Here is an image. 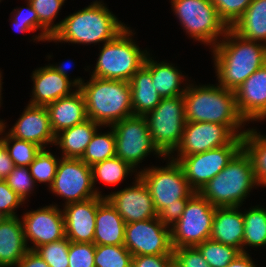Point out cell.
<instances>
[{
  "label": "cell",
  "instance_id": "obj_27",
  "mask_svg": "<svg viewBox=\"0 0 266 267\" xmlns=\"http://www.w3.org/2000/svg\"><path fill=\"white\" fill-rule=\"evenodd\" d=\"M152 58L150 53H148L144 64L150 69L152 83L160 96L162 98H167L183 95L188 83H185V87L181 86V84L184 82L186 76L182 75V72L178 70L177 66L174 67L172 63H168L167 61L158 63Z\"/></svg>",
  "mask_w": 266,
  "mask_h": 267
},
{
  "label": "cell",
  "instance_id": "obj_33",
  "mask_svg": "<svg viewBox=\"0 0 266 267\" xmlns=\"http://www.w3.org/2000/svg\"><path fill=\"white\" fill-rule=\"evenodd\" d=\"M91 169L94 189L97 195L101 197H104V195L101 194L97 187L95 188L97 181L107 185H116L125 180L128 174L131 175L133 172H137L128 163L116 156L94 164Z\"/></svg>",
  "mask_w": 266,
  "mask_h": 267
},
{
  "label": "cell",
  "instance_id": "obj_16",
  "mask_svg": "<svg viewBox=\"0 0 266 267\" xmlns=\"http://www.w3.org/2000/svg\"><path fill=\"white\" fill-rule=\"evenodd\" d=\"M236 135L223 124L186 122L176 156H189L228 145Z\"/></svg>",
  "mask_w": 266,
  "mask_h": 267
},
{
  "label": "cell",
  "instance_id": "obj_35",
  "mask_svg": "<svg viewBox=\"0 0 266 267\" xmlns=\"http://www.w3.org/2000/svg\"><path fill=\"white\" fill-rule=\"evenodd\" d=\"M110 132L99 133L98 130L92 137V140L86 147L83 156L80 158L88 166L102 162L116 156V140L115 133L110 127Z\"/></svg>",
  "mask_w": 266,
  "mask_h": 267
},
{
  "label": "cell",
  "instance_id": "obj_7",
  "mask_svg": "<svg viewBox=\"0 0 266 267\" xmlns=\"http://www.w3.org/2000/svg\"><path fill=\"white\" fill-rule=\"evenodd\" d=\"M130 28L103 44L92 77L129 82L141 68L149 52L141 50L132 39L135 33Z\"/></svg>",
  "mask_w": 266,
  "mask_h": 267
},
{
  "label": "cell",
  "instance_id": "obj_12",
  "mask_svg": "<svg viewBox=\"0 0 266 267\" xmlns=\"http://www.w3.org/2000/svg\"><path fill=\"white\" fill-rule=\"evenodd\" d=\"M110 127L115 133L116 157L128 163L136 171L137 166L151 152L158 155V158L166 159L154 145L144 116H131L114 123Z\"/></svg>",
  "mask_w": 266,
  "mask_h": 267
},
{
  "label": "cell",
  "instance_id": "obj_30",
  "mask_svg": "<svg viewBox=\"0 0 266 267\" xmlns=\"http://www.w3.org/2000/svg\"><path fill=\"white\" fill-rule=\"evenodd\" d=\"M242 148L251 158L258 185L266 187V135L249 128L242 136Z\"/></svg>",
  "mask_w": 266,
  "mask_h": 267
},
{
  "label": "cell",
  "instance_id": "obj_45",
  "mask_svg": "<svg viewBox=\"0 0 266 267\" xmlns=\"http://www.w3.org/2000/svg\"><path fill=\"white\" fill-rule=\"evenodd\" d=\"M24 204L23 200L8 186L5 180L0 179V211L7 217L18 216L15 212Z\"/></svg>",
  "mask_w": 266,
  "mask_h": 267
},
{
  "label": "cell",
  "instance_id": "obj_52",
  "mask_svg": "<svg viewBox=\"0 0 266 267\" xmlns=\"http://www.w3.org/2000/svg\"><path fill=\"white\" fill-rule=\"evenodd\" d=\"M168 267H181L174 259L170 262Z\"/></svg>",
  "mask_w": 266,
  "mask_h": 267
},
{
  "label": "cell",
  "instance_id": "obj_21",
  "mask_svg": "<svg viewBox=\"0 0 266 267\" xmlns=\"http://www.w3.org/2000/svg\"><path fill=\"white\" fill-rule=\"evenodd\" d=\"M32 97L28 104L46 107L56 100L71 95L77 87L58 73L50 64L37 68L32 73Z\"/></svg>",
  "mask_w": 266,
  "mask_h": 267
},
{
  "label": "cell",
  "instance_id": "obj_8",
  "mask_svg": "<svg viewBox=\"0 0 266 267\" xmlns=\"http://www.w3.org/2000/svg\"><path fill=\"white\" fill-rule=\"evenodd\" d=\"M171 5L187 35L211 48L228 29L210 0H171Z\"/></svg>",
  "mask_w": 266,
  "mask_h": 267
},
{
  "label": "cell",
  "instance_id": "obj_25",
  "mask_svg": "<svg viewBox=\"0 0 266 267\" xmlns=\"http://www.w3.org/2000/svg\"><path fill=\"white\" fill-rule=\"evenodd\" d=\"M125 222L105 198L97 207L95 219V245H124Z\"/></svg>",
  "mask_w": 266,
  "mask_h": 267
},
{
  "label": "cell",
  "instance_id": "obj_34",
  "mask_svg": "<svg viewBox=\"0 0 266 267\" xmlns=\"http://www.w3.org/2000/svg\"><path fill=\"white\" fill-rule=\"evenodd\" d=\"M5 124L3 120V127L0 131V142L5 146L15 166L28 167L42 148L35 143L17 139L12 137L9 133H5V128L7 126Z\"/></svg>",
  "mask_w": 266,
  "mask_h": 267
},
{
  "label": "cell",
  "instance_id": "obj_46",
  "mask_svg": "<svg viewBox=\"0 0 266 267\" xmlns=\"http://www.w3.org/2000/svg\"><path fill=\"white\" fill-rule=\"evenodd\" d=\"M173 255H140L132 257L131 267H168Z\"/></svg>",
  "mask_w": 266,
  "mask_h": 267
},
{
  "label": "cell",
  "instance_id": "obj_31",
  "mask_svg": "<svg viewBox=\"0 0 266 267\" xmlns=\"http://www.w3.org/2000/svg\"><path fill=\"white\" fill-rule=\"evenodd\" d=\"M28 2L38 15V30L41 31L32 40L46 42L61 27L62 21L54 24V19L64 5L65 0H28Z\"/></svg>",
  "mask_w": 266,
  "mask_h": 267
},
{
  "label": "cell",
  "instance_id": "obj_47",
  "mask_svg": "<svg viewBox=\"0 0 266 267\" xmlns=\"http://www.w3.org/2000/svg\"><path fill=\"white\" fill-rule=\"evenodd\" d=\"M15 267H50L40 255L34 251L29 250L25 256L17 263Z\"/></svg>",
  "mask_w": 266,
  "mask_h": 267
},
{
  "label": "cell",
  "instance_id": "obj_6",
  "mask_svg": "<svg viewBox=\"0 0 266 267\" xmlns=\"http://www.w3.org/2000/svg\"><path fill=\"white\" fill-rule=\"evenodd\" d=\"M259 187L250 156L242 148L199 192L216 207H241L252 188Z\"/></svg>",
  "mask_w": 266,
  "mask_h": 267
},
{
  "label": "cell",
  "instance_id": "obj_32",
  "mask_svg": "<svg viewBox=\"0 0 266 267\" xmlns=\"http://www.w3.org/2000/svg\"><path fill=\"white\" fill-rule=\"evenodd\" d=\"M244 237L242 253H247V246L265 247L266 246V208L253 206L243 212Z\"/></svg>",
  "mask_w": 266,
  "mask_h": 267
},
{
  "label": "cell",
  "instance_id": "obj_1",
  "mask_svg": "<svg viewBox=\"0 0 266 267\" xmlns=\"http://www.w3.org/2000/svg\"><path fill=\"white\" fill-rule=\"evenodd\" d=\"M211 50L218 84L229 90L266 64V44L244 39L232 28Z\"/></svg>",
  "mask_w": 266,
  "mask_h": 267
},
{
  "label": "cell",
  "instance_id": "obj_53",
  "mask_svg": "<svg viewBox=\"0 0 266 267\" xmlns=\"http://www.w3.org/2000/svg\"><path fill=\"white\" fill-rule=\"evenodd\" d=\"M7 216L0 211V224L5 220Z\"/></svg>",
  "mask_w": 266,
  "mask_h": 267
},
{
  "label": "cell",
  "instance_id": "obj_11",
  "mask_svg": "<svg viewBox=\"0 0 266 267\" xmlns=\"http://www.w3.org/2000/svg\"><path fill=\"white\" fill-rule=\"evenodd\" d=\"M241 149L242 136H236L228 145L219 148L189 156L169 157L181 165L190 188L200 192Z\"/></svg>",
  "mask_w": 266,
  "mask_h": 267
},
{
  "label": "cell",
  "instance_id": "obj_17",
  "mask_svg": "<svg viewBox=\"0 0 266 267\" xmlns=\"http://www.w3.org/2000/svg\"><path fill=\"white\" fill-rule=\"evenodd\" d=\"M134 181L132 186L104 196L125 223L157 217L151 194L138 173H136Z\"/></svg>",
  "mask_w": 266,
  "mask_h": 267
},
{
  "label": "cell",
  "instance_id": "obj_54",
  "mask_svg": "<svg viewBox=\"0 0 266 267\" xmlns=\"http://www.w3.org/2000/svg\"><path fill=\"white\" fill-rule=\"evenodd\" d=\"M2 127H3V120H0V131H1Z\"/></svg>",
  "mask_w": 266,
  "mask_h": 267
},
{
  "label": "cell",
  "instance_id": "obj_48",
  "mask_svg": "<svg viewBox=\"0 0 266 267\" xmlns=\"http://www.w3.org/2000/svg\"><path fill=\"white\" fill-rule=\"evenodd\" d=\"M15 167L5 146L0 142V179L5 180Z\"/></svg>",
  "mask_w": 266,
  "mask_h": 267
},
{
  "label": "cell",
  "instance_id": "obj_5",
  "mask_svg": "<svg viewBox=\"0 0 266 267\" xmlns=\"http://www.w3.org/2000/svg\"><path fill=\"white\" fill-rule=\"evenodd\" d=\"M84 96L88 119L110 127L134 116L129 82L90 77L79 88Z\"/></svg>",
  "mask_w": 266,
  "mask_h": 267
},
{
  "label": "cell",
  "instance_id": "obj_3",
  "mask_svg": "<svg viewBox=\"0 0 266 267\" xmlns=\"http://www.w3.org/2000/svg\"><path fill=\"white\" fill-rule=\"evenodd\" d=\"M216 85L187 84L183 94L186 122L223 124L236 136H243L247 129L241 128L246 122L237 110L234 91Z\"/></svg>",
  "mask_w": 266,
  "mask_h": 267
},
{
  "label": "cell",
  "instance_id": "obj_19",
  "mask_svg": "<svg viewBox=\"0 0 266 267\" xmlns=\"http://www.w3.org/2000/svg\"><path fill=\"white\" fill-rule=\"evenodd\" d=\"M104 199L97 196L63 205L65 234L71 242L93 243L96 211Z\"/></svg>",
  "mask_w": 266,
  "mask_h": 267
},
{
  "label": "cell",
  "instance_id": "obj_20",
  "mask_svg": "<svg viewBox=\"0 0 266 267\" xmlns=\"http://www.w3.org/2000/svg\"><path fill=\"white\" fill-rule=\"evenodd\" d=\"M8 133L17 139L35 143L42 149L48 144H55L56 136L51 128L46 107L27 104Z\"/></svg>",
  "mask_w": 266,
  "mask_h": 267
},
{
  "label": "cell",
  "instance_id": "obj_4",
  "mask_svg": "<svg viewBox=\"0 0 266 267\" xmlns=\"http://www.w3.org/2000/svg\"><path fill=\"white\" fill-rule=\"evenodd\" d=\"M61 21L60 29L46 41L84 45L105 43L127 27L100 0L91 2Z\"/></svg>",
  "mask_w": 266,
  "mask_h": 267
},
{
  "label": "cell",
  "instance_id": "obj_13",
  "mask_svg": "<svg viewBox=\"0 0 266 267\" xmlns=\"http://www.w3.org/2000/svg\"><path fill=\"white\" fill-rule=\"evenodd\" d=\"M48 189L64 198V205L98 196L93 185L92 169L80 158L61 157Z\"/></svg>",
  "mask_w": 266,
  "mask_h": 267
},
{
  "label": "cell",
  "instance_id": "obj_36",
  "mask_svg": "<svg viewBox=\"0 0 266 267\" xmlns=\"http://www.w3.org/2000/svg\"><path fill=\"white\" fill-rule=\"evenodd\" d=\"M210 267H226L241 252L232 246H228L212 240L206 239L196 246Z\"/></svg>",
  "mask_w": 266,
  "mask_h": 267
},
{
  "label": "cell",
  "instance_id": "obj_41",
  "mask_svg": "<svg viewBox=\"0 0 266 267\" xmlns=\"http://www.w3.org/2000/svg\"><path fill=\"white\" fill-rule=\"evenodd\" d=\"M5 181L23 202L28 199L36 186L28 167L15 166Z\"/></svg>",
  "mask_w": 266,
  "mask_h": 267
},
{
  "label": "cell",
  "instance_id": "obj_39",
  "mask_svg": "<svg viewBox=\"0 0 266 267\" xmlns=\"http://www.w3.org/2000/svg\"><path fill=\"white\" fill-rule=\"evenodd\" d=\"M70 240L65 237L58 241L39 246L35 251L50 267H68Z\"/></svg>",
  "mask_w": 266,
  "mask_h": 267
},
{
  "label": "cell",
  "instance_id": "obj_49",
  "mask_svg": "<svg viewBox=\"0 0 266 267\" xmlns=\"http://www.w3.org/2000/svg\"><path fill=\"white\" fill-rule=\"evenodd\" d=\"M58 73H60L63 77L67 78L70 80L77 88H80L82 84L85 82L82 78H76L74 80L69 79V74H68V69H70L71 61H67L66 63L62 62L61 64H55L52 65L50 64Z\"/></svg>",
  "mask_w": 266,
  "mask_h": 267
},
{
  "label": "cell",
  "instance_id": "obj_38",
  "mask_svg": "<svg viewBox=\"0 0 266 267\" xmlns=\"http://www.w3.org/2000/svg\"><path fill=\"white\" fill-rule=\"evenodd\" d=\"M60 158L53 155L49 150L41 149L34 161L28 166L34 182L47 183L50 187L55 178Z\"/></svg>",
  "mask_w": 266,
  "mask_h": 267
},
{
  "label": "cell",
  "instance_id": "obj_51",
  "mask_svg": "<svg viewBox=\"0 0 266 267\" xmlns=\"http://www.w3.org/2000/svg\"><path fill=\"white\" fill-rule=\"evenodd\" d=\"M2 79H3L2 72L0 71V107H1V104H2L1 103L2 102V99H1L2 98V96H1L2 94L1 93H2V83H3Z\"/></svg>",
  "mask_w": 266,
  "mask_h": 267
},
{
  "label": "cell",
  "instance_id": "obj_22",
  "mask_svg": "<svg viewBox=\"0 0 266 267\" xmlns=\"http://www.w3.org/2000/svg\"><path fill=\"white\" fill-rule=\"evenodd\" d=\"M55 136L61 131L81 124L88 119L84 96L79 88L46 106Z\"/></svg>",
  "mask_w": 266,
  "mask_h": 267
},
{
  "label": "cell",
  "instance_id": "obj_24",
  "mask_svg": "<svg viewBox=\"0 0 266 267\" xmlns=\"http://www.w3.org/2000/svg\"><path fill=\"white\" fill-rule=\"evenodd\" d=\"M28 251L21 219L6 217L0 224V267L16 266Z\"/></svg>",
  "mask_w": 266,
  "mask_h": 267
},
{
  "label": "cell",
  "instance_id": "obj_37",
  "mask_svg": "<svg viewBox=\"0 0 266 267\" xmlns=\"http://www.w3.org/2000/svg\"><path fill=\"white\" fill-rule=\"evenodd\" d=\"M132 257L124 245H95V267H131Z\"/></svg>",
  "mask_w": 266,
  "mask_h": 267
},
{
  "label": "cell",
  "instance_id": "obj_26",
  "mask_svg": "<svg viewBox=\"0 0 266 267\" xmlns=\"http://www.w3.org/2000/svg\"><path fill=\"white\" fill-rule=\"evenodd\" d=\"M129 85L134 116H145L162 99L152 83L151 71L145 64L132 76Z\"/></svg>",
  "mask_w": 266,
  "mask_h": 267
},
{
  "label": "cell",
  "instance_id": "obj_10",
  "mask_svg": "<svg viewBox=\"0 0 266 267\" xmlns=\"http://www.w3.org/2000/svg\"><path fill=\"white\" fill-rule=\"evenodd\" d=\"M216 206L195 192L185 205L180 219L171 227L173 249L196 247L210 238Z\"/></svg>",
  "mask_w": 266,
  "mask_h": 267
},
{
  "label": "cell",
  "instance_id": "obj_23",
  "mask_svg": "<svg viewBox=\"0 0 266 267\" xmlns=\"http://www.w3.org/2000/svg\"><path fill=\"white\" fill-rule=\"evenodd\" d=\"M239 209V206L216 207L210 238L242 253L244 220Z\"/></svg>",
  "mask_w": 266,
  "mask_h": 267
},
{
  "label": "cell",
  "instance_id": "obj_14",
  "mask_svg": "<svg viewBox=\"0 0 266 267\" xmlns=\"http://www.w3.org/2000/svg\"><path fill=\"white\" fill-rule=\"evenodd\" d=\"M124 246L132 256L173 255L171 228L158 217L126 223Z\"/></svg>",
  "mask_w": 266,
  "mask_h": 267
},
{
  "label": "cell",
  "instance_id": "obj_50",
  "mask_svg": "<svg viewBox=\"0 0 266 267\" xmlns=\"http://www.w3.org/2000/svg\"><path fill=\"white\" fill-rule=\"evenodd\" d=\"M257 264L252 260L250 254L240 253L233 261H231L226 267H256Z\"/></svg>",
  "mask_w": 266,
  "mask_h": 267
},
{
  "label": "cell",
  "instance_id": "obj_29",
  "mask_svg": "<svg viewBox=\"0 0 266 267\" xmlns=\"http://www.w3.org/2000/svg\"><path fill=\"white\" fill-rule=\"evenodd\" d=\"M232 29L244 39L266 44V0H253Z\"/></svg>",
  "mask_w": 266,
  "mask_h": 267
},
{
  "label": "cell",
  "instance_id": "obj_40",
  "mask_svg": "<svg viewBox=\"0 0 266 267\" xmlns=\"http://www.w3.org/2000/svg\"><path fill=\"white\" fill-rule=\"evenodd\" d=\"M217 9L218 16L228 28L242 17L253 0H210Z\"/></svg>",
  "mask_w": 266,
  "mask_h": 267
},
{
  "label": "cell",
  "instance_id": "obj_18",
  "mask_svg": "<svg viewBox=\"0 0 266 267\" xmlns=\"http://www.w3.org/2000/svg\"><path fill=\"white\" fill-rule=\"evenodd\" d=\"M239 114L249 121L266 118V64L253 72L234 90Z\"/></svg>",
  "mask_w": 266,
  "mask_h": 267
},
{
  "label": "cell",
  "instance_id": "obj_42",
  "mask_svg": "<svg viewBox=\"0 0 266 267\" xmlns=\"http://www.w3.org/2000/svg\"><path fill=\"white\" fill-rule=\"evenodd\" d=\"M95 244L85 242H71L68 251V267H95Z\"/></svg>",
  "mask_w": 266,
  "mask_h": 267
},
{
  "label": "cell",
  "instance_id": "obj_28",
  "mask_svg": "<svg viewBox=\"0 0 266 267\" xmlns=\"http://www.w3.org/2000/svg\"><path fill=\"white\" fill-rule=\"evenodd\" d=\"M102 126L91 119L58 133L55 144L61 148L64 158H81L93 135Z\"/></svg>",
  "mask_w": 266,
  "mask_h": 267
},
{
  "label": "cell",
  "instance_id": "obj_43",
  "mask_svg": "<svg viewBox=\"0 0 266 267\" xmlns=\"http://www.w3.org/2000/svg\"><path fill=\"white\" fill-rule=\"evenodd\" d=\"M26 1V7L14 8V12H11L13 14L12 19H10L12 27L17 32H35L38 30V15L28 0Z\"/></svg>",
  "mask_w": 266,
  "mask_h": 267
},
{
  "label": "cell",
  "instance_id": "obj_44",
  "mask_svg": "<svg viewBox=\"0 0 266 267\" xmlns=\"http://www.w3.org/2000/svg\"><path fill=\"white\" fill-rule=\"evenodd\" d=\"M173 259L181 267H210L196 247L173 249Z\"/></svg>",
  "mask_w": 266,
  "mask_h": 267
},
{
  "label": "cell",
  "instance_id": "obj_9",
  "mask_svg": "<svg viewBox=\"0 0 266 267\" xmlns=\"http://www.w3.org/2000/svg\"><path fill=\"white\" fill-rule=\"evenodd\" d=\"M144 117L154 145L165 157L173 155L181 142L186 123L183 95L162 98Z\"/></svg>",
  "mask_w": 266,
  "mask_h": 267
},
{
  "label": "cell",
  "instance_id": "obj_2",
  "mask_svg": "<svg viewBox=\"0 0 266 267\" xmlns=\"http://www.w3.org/2000/svg\"><path fill=\"white\" fill-rule=\"evenodd\" d=\"M166 158L168 163L164 167H145L137 173L151 194L158 219L171 228L195 192L190 188L181 165L170 157Z\"/></svg>",
  "mask_w": 266,
  "mask_h": 267
},
{
  "label": "cell",
  "instance_id": "obj_15",
  "mask_svg": "<svg viewBox=\"0 0 266 267\" xmlns=\"http://www.w3.org/2000/svg\"><path fill=\"white\" fill-rule=\"evenodd\" d=\"M20 219L29 250L66 237L63 211L57 204L29 210ZM29 240L33 246H29Z\"/></svg>",
  "mask_w": 266,
  "mask_h": 267
}]
</instances>
